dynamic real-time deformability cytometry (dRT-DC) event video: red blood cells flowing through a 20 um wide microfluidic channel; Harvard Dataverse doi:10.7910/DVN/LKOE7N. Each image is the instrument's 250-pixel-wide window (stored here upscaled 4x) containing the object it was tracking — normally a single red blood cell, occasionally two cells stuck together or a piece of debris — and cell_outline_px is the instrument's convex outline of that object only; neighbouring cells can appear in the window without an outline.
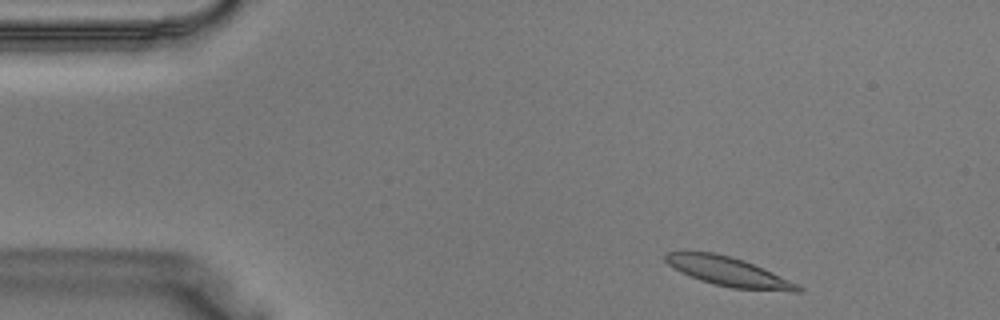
{"species": "Egyptian fruit bat (a non-hibernating species)", "species_latin": "Rousettus aegyptiacus", "temperature_condition": "warm", "stored_images_in_passage": 36, "camera_frame_rate_fps": 3000, "um_per_image_px": 0.085, "animal": {"sex": "male"}, "frame": {"image": 1, "passage_image": 2, "time_ms": 0.333, "image_size_px": [1000, 320], "cell_outline_px": [[804, 288], [800, 292], [792, 292], [732, 288], [712, 284], [700, 280], [680, 272], [668, 264], [664, 260], [664, 256], [668, 252], [712, 252], [744, 260], [764, 268], [800, 284]], "centroid_in_image_um": [61.99, 23.11], "position_along_channel_um": 23.0, "area_um2": 22.6}}
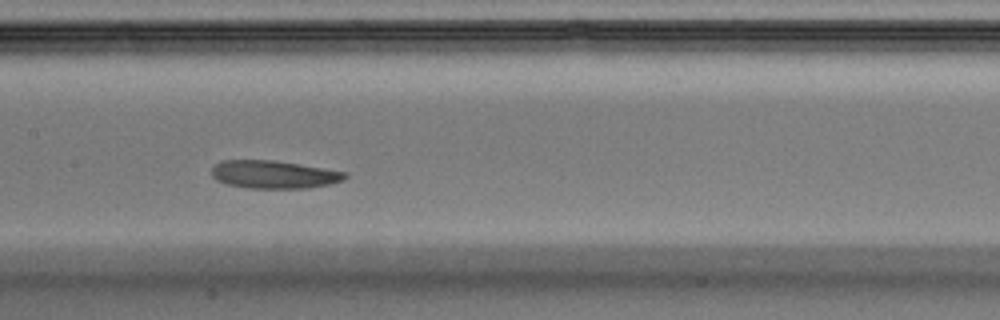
{"frame": {"image": 2, "passage_image": 16, "time_ms": 5.0, "image_size_px": [1000, 320], "cell_outline_px": [[348, 176], [344, 180], [328, 184], [308, 188], [248, 188], [228, 184], [216, 180], [212, 176], [212, 168], [220, 160], [272, 160], [348, 172]], "centroid_in_image_um": [23.28, 14.83], "position_along_channel_um": 184.1, "area_um2": 21.62}}
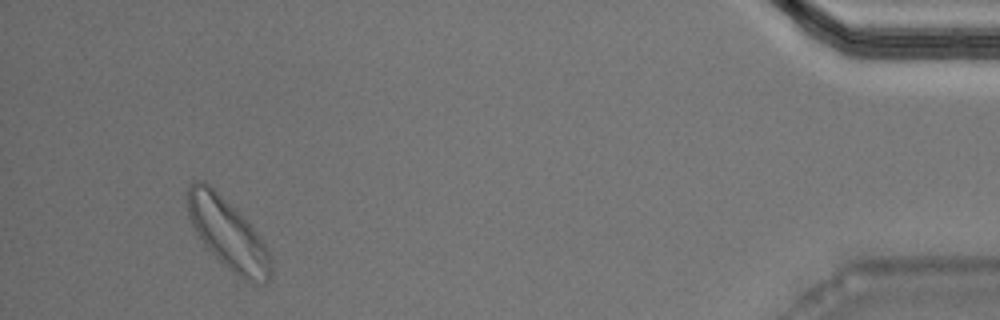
{"frame": {"image": 3, "passage_image": 34, "time_ms": 11.0, "image_size_px": [1000, 320], "cell_outline_px": [[272, 272], [268, 280], [264, 284], [256, 284], [232, 272], [204, 248], [188, 216], [188, 184], [196, 180], [204, 180], [252, 228], [264, 244], [272, 260]], "centroid_in_image_um": [19.34, 19.93], "position_along_channel_um": 415.9, "area_um2": 33.47}}